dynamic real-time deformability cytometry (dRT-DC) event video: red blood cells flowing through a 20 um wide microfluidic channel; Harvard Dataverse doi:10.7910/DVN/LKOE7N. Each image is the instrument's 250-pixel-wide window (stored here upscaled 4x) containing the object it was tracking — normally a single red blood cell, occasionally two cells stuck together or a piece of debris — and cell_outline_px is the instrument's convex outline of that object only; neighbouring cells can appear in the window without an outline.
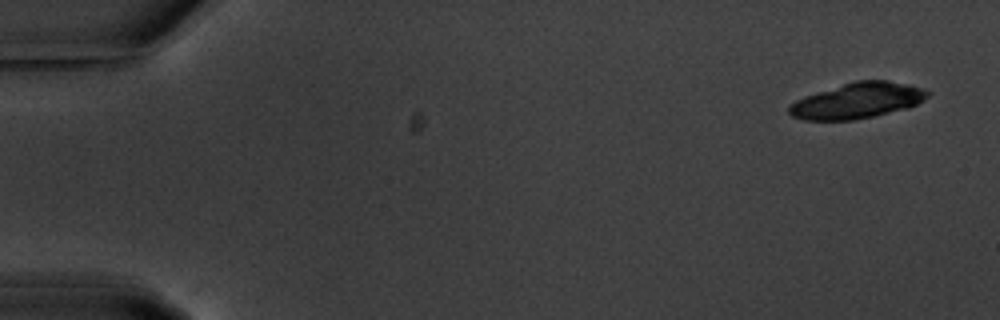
{"species": "common noctule bat (a hibernating species)", "species_latin": "Nyctalus noctula", "temperature_condition": "warm", "stored_images_in_passage": 5, "segment_of_instrument_passage": [1, 2], "camera_frame_rate_fps": 3000, "um_per_image_px": 0.085, "animal": {"sex": "male", "body_mass_g": 20.1, "forearm_length_mm": 53.5}, "frame": {"image": 1, "passage_image": 1, "time_ms": 0.0, "image_size_px": [1000, 320], "cell_outline_px": [[932, 92], [924, 100], [908, 108], [872, 116], [852, 120], [804, 120], [792, 116], [788, 112], [788, 104], [804, 96], [856, 80], [888, 80], [908, 84], [924, 88]], "centroid_in_image_um": [72.89, 8.55], "position_along_channel_um": 12.1, "area_um2": 28.78}}